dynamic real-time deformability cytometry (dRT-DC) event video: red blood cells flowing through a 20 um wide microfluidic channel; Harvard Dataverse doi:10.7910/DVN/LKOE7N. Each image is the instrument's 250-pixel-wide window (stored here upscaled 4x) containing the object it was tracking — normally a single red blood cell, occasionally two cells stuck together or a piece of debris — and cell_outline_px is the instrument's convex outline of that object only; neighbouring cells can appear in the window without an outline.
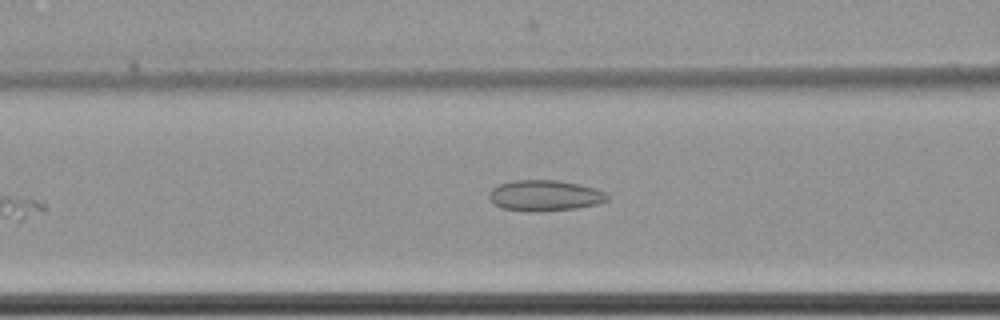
{"species": "common noctule bat (a hibernating species)", "species_latin": "Nyctalus noctula", "temperature_condition": "cold", "stored_images_in_passage": 20, "segment_of_instrument_passage": [1, 2], "camera_frame_rate_fps": 3000, "um_per_image_px": 0.085, "animal": {"sex": "female", "body_mass_g": 22.7, "forearm_length_mm": 54.2}, "frame": {"image": 1, "passage_image": 5, "time_ms": 1.333, "image_size_px": [1000, 320], "cell_outline_px": [[608, 200], [600, 204], [576, 208], [536, 212], [528, 212], [504, 208], [492, 204], [488, 196], [492, 188], [500, 184], [512, 180], [556, 180], [576, 184], [592, 188], [604, 192], [608, 196]], "centroid_in_image_um": [46.27, 16.63], "position_along_channel_um": 120.3, "area_um2": 21.21}}
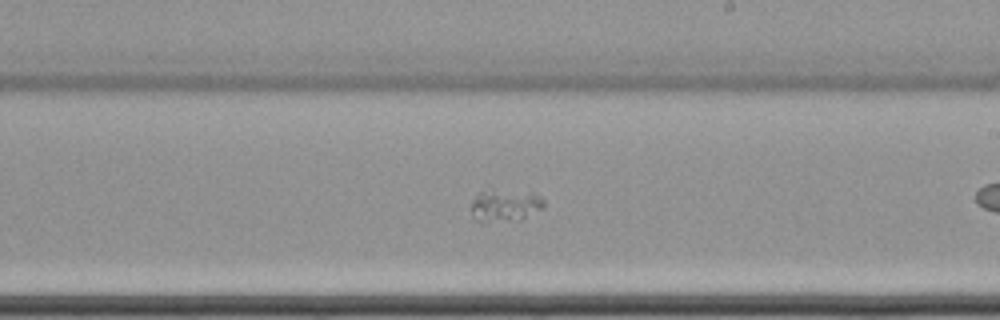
{"frame": {"image": 2, "passage_image": 12, "time_ms": 3.667, "image_size_px": [1000, 320], "cell_outline_px": [[544, 208], [520, 220], [484, 224], [476, 220], [472, 212], [472, 200], [488, 184], [492, 184], [536, 192], [544, 200]], "centroid_in_image_um": [42.93, 17.37], "position_along_channel_um": 246.1, "area_um2": 15.32}}
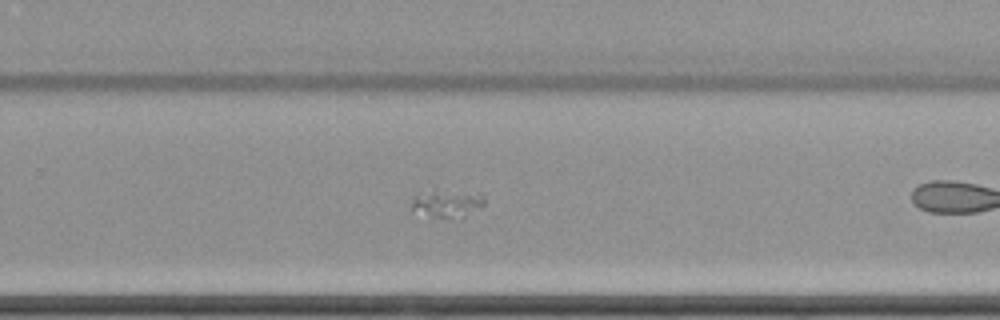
{"frame": {"image": 3, "passage_image": 16, "time_ms": 5.0, "image_size_px": [1000, 320], "cell_outline_px": [[484, 204], [464, 216], [432, 220], [412, 208], [412, 200], [416, 196], [436, 188], [484, 196]], "centroid_in_image_um": [37.93, 17.32], "position_along_channel_um": 291.9, "area_um2": 11.62}}